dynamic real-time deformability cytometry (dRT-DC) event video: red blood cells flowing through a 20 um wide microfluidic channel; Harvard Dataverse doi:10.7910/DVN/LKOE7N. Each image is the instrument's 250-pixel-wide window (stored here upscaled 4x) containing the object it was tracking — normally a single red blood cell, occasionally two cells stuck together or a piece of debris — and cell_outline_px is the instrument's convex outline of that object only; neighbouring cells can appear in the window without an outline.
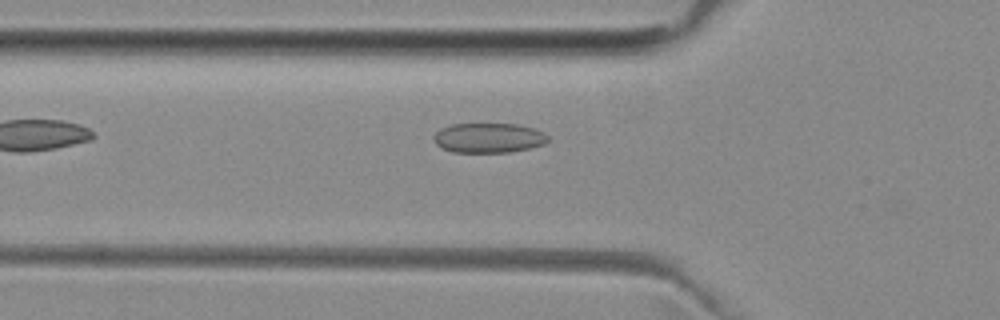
{"species": "common noctule bat (a hibernating species)", "species_latin": "Nyctalus noctula", "temperature_condition": "room temperature", "stored_images_in_passage": 38, "camera_frame_rate_fps": 3000, "um_per_image_px": 0.085, "animal": {"sex": "female", "body_mass_g": 29.2, "forearm_length_mm": 56.3}, "frame": {"image": 1, "passage_image": 3, "time_ms": 0.667, "image_size_px": [1000, 320], "cell_outline_px": [[548, 140], [544, 144], [528, 148], [508, 152], [452, 152], [436, 144], [432, 136], [440, 128], [452, 124], [516, 124], [532, 128], [544, 132], [548, 136]], "centroid_in_image_um": [41.51, 11.71], "position_along_channel_um": 84.3, "area_um2": 19.71}}
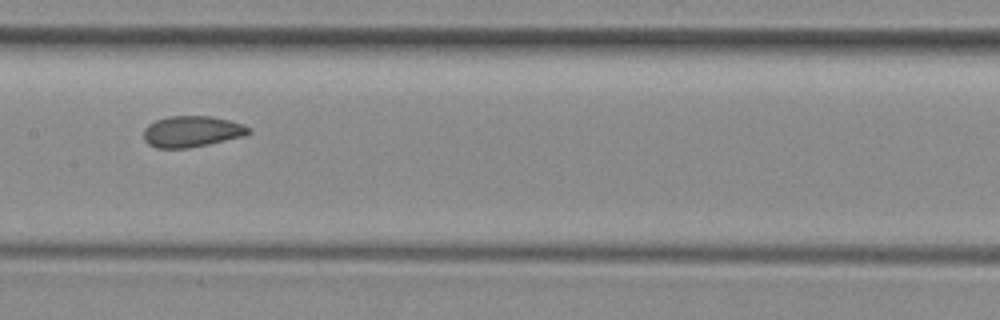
{"frame": {"image": 2, "passage_image": 11, "time_ms": 3.333, "image_size_px": [1000, 320], "cell_outline_px": [[252, 132], [244, 136], [208, 144], [188, 148], [156, 148], [148, 144], [144, 140], [144, 128], [148, 124], [156, 120], [168, 116], [212, 116], [244, 124], [252, 128]], "centroid_in_image_um": [16.32, 11.17], "position_along_channel_um": 191.1, "area_um2": 19.19}}
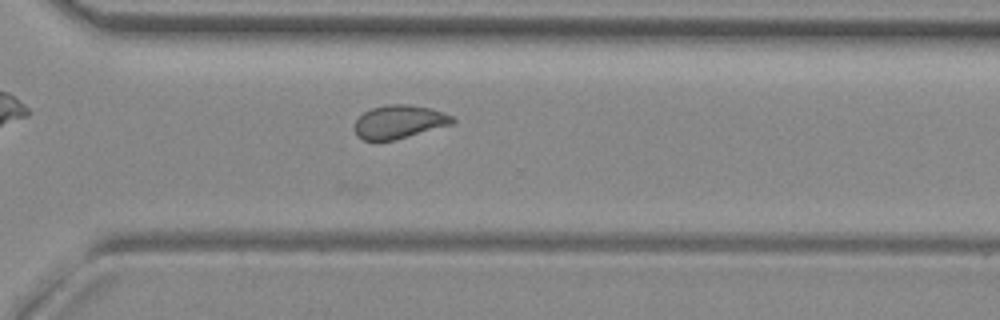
{"frame": {"image": 3, "passage_image": 22, "time_ms": 7.0, "image_size_px": [1000, 320], "cell_outline_px": [[456, 120], [452, 124], [392, 140], [364, 140], [356, 136], [356, 120], [364, 112], [372, 108], [388, 104], [404, 104], [432, 108], [444, 112], [452, 116]], "centroid_in_image_um": [33.94, 10.34], "position_along_channel_um": 336.7, "area_um2": 18.73}, "authors_computed_cell_mechanics": {"area_um2": 18.4671, "velocity_mm_per_s": 3.9852, "shape_relaxation_time_tau1_ms": null, "shape_relaxation_time_tau2_ms": 1.6393, "deformation_change_tau1": null, "deformation_change_tau2": 0.0758}}